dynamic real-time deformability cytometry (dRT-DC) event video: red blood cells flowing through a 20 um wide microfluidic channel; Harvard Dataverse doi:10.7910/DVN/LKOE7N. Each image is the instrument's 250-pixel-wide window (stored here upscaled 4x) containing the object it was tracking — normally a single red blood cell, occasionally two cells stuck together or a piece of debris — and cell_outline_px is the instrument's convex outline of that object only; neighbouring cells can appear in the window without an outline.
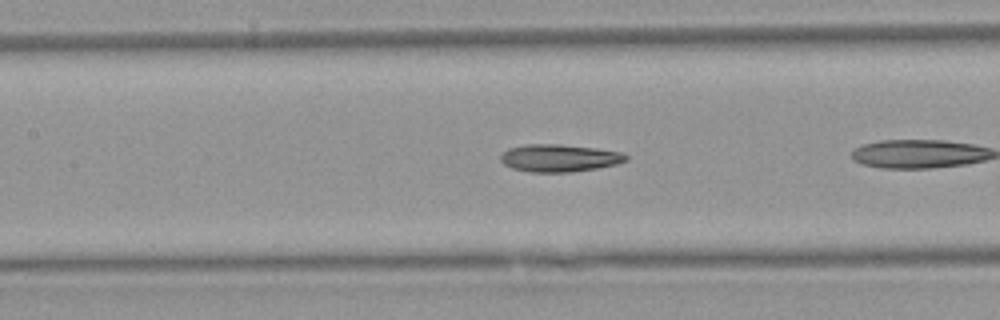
{"species": "Egyptian fruit bat (a non-hibernating species)", "species_latin": "Rousettus aegyptiacus", "temperature_condition": "warm", "stored_images_in_passage": 24, "camera_frame_rate_fps": 3000, "um_per_image_px": 0.085, "animal": {"sex": "female"}, "frame": {"image": 1, "passage_image": 8, "time_ms": 2.333, "image_size_px": [1000, 320], "cell_outline_px": [[628, 160], [616, 164], [596, 168], [572, 172], [532, 172], [512, 168], [504, 164], [500, 160], [500, 156], [508, 148], [524, 144], [560, 144], [596, 148], [620, 152], [628, 156]], "centroid_in_image_um": [47.52, 13.43], "position_along_channel_um": 159.9, "area_um2": 20.06}}
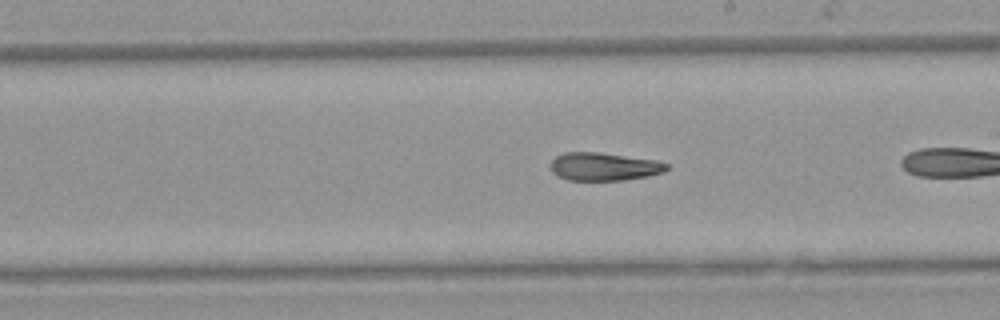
{"frame": {"image": 2, "passage_image": 14, "time_ms": 4.333, "image_size_px": [1000, 320], "cell_outline_px": [[668, 168], [664, 172], [648, 176], [624, 180], [568, 180], [556, 176], [552, 172], [552, 160], [556, 156], [564, 152], [600, 152], [656, 160], [668, 164]], "centroid_in_image_um": [51.34, 14.16], "position_along_channel_um": 237.7, "area_um2": 19.02}}
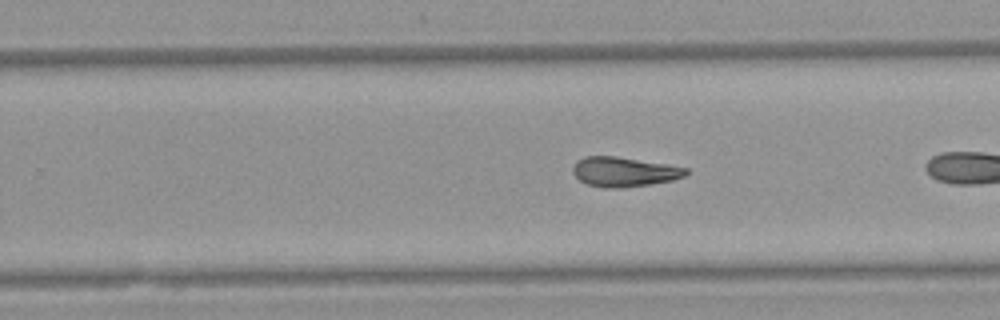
{"frame": {"image": 3, "passage_image": 17, "time_ms": 5.333, "image_size_px": [1000, 320], "cell_outline_px": [[688, 172], [684, 176], [672, 180], [648, 184], [620, 188], [604, 188], [588, 184], [580, 180], [572, 172], [572, 168], [576, 160], [584, 156], [616, 156], [668, 164], [688, 168]], "centroid_in_image_um": [53.02, 14.59], "position_along_channel_um": 276.8, "area_um2": 19.54}}